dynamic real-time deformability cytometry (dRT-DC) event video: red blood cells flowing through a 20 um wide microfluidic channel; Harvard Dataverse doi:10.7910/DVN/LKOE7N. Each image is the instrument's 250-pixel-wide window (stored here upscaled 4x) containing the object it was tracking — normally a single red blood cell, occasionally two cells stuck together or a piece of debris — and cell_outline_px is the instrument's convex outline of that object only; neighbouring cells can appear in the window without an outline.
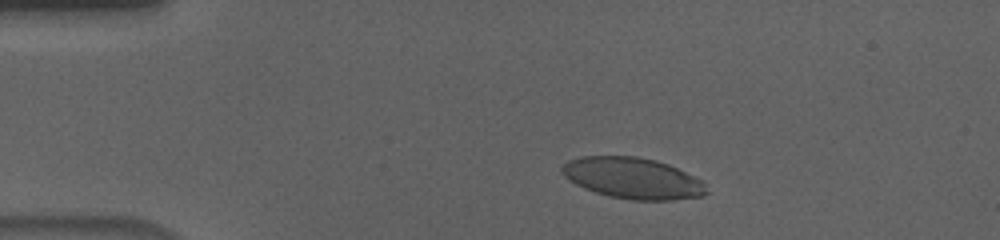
{"species": "human", "species_latin": "Homo sapiens", "temperature_condition": "cold", "stored_images_in_passage": 54, "camera_frame_rate_fps": 3000, "um_per_image_px": 0.085, "donor": {"sex": "male"}, "frame": {"image": 1, "passage_image": 8, "time_ms": 2.333, "image_size_px": [1000, 240], "cell_outline_px": [[708, 192], [704, 196], [672, 200], [632, 200], [608, 196], [584, 188], [568, 180], [560, 172], [560, 168], [568, 160], [580, 156], [636, 156], [656, 160], [668, 164], [700, 180], [704, 184]], "centroid_in_image_um": [53.74, 15.14], "position_along_channel_um": 31.3, "area_um2": 34.62}}
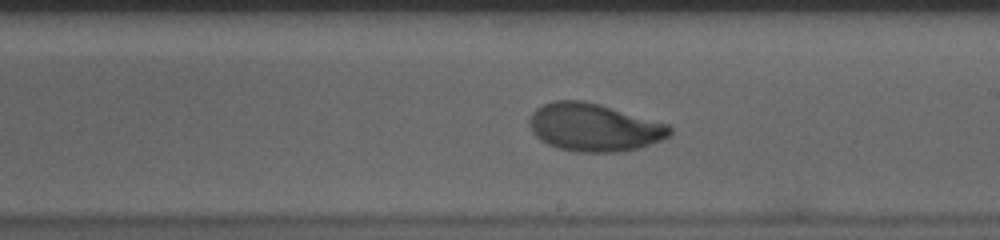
{"frame": {"image": 2, "passage_image": 30, "time_ms": 9.667, "image_size_px": [1000, 240], "cell_outline_px": [[672, 136], [640, 148], [620, 152], [576, 152], [556, 148], [540, 140], [532, 132], [528, 124], [528, 120], [532, 112], [536, 108], [552, 100], [584, 100], [600, 104], [668, 124], [672, 128]], "centroid_in_image_um": [50.48, 10.83], "position_along_channel_um": 238.5, "area_um2": 39.59}}
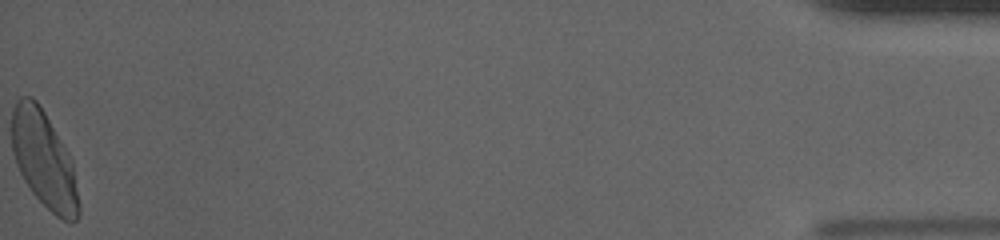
{"frame": {"image": 3, "passage_image": 54, "time_ms": 17.667, "image_size_px": [1000, 240], "cell_outline_px": [[80, 212], [76, 220], [72, 224], [56, 216], [32, 192], [24, 180], [16, 164], [12, 148], [12, 108], [16, 100], [20, 96], [32, 96], [40, 104], [68, 152], [72, 160], [80, 204]], "centroid_in_image_um": [3.74, 13.56], "position_along_channel_um": 431.5, "area_um2": 37.8}, "authors_computed_cell_mechanics": {"area_um2": 37.6278, "velocity_mm_per_s": 3.6217, "shape_relaxation_time_tau1_ms": 3.8383, "shape_relaxation_time_tau2_ms": 1.0915, "deformation_change_tau1": 0.1612, "deformation_change_tau2": 0.0517}}